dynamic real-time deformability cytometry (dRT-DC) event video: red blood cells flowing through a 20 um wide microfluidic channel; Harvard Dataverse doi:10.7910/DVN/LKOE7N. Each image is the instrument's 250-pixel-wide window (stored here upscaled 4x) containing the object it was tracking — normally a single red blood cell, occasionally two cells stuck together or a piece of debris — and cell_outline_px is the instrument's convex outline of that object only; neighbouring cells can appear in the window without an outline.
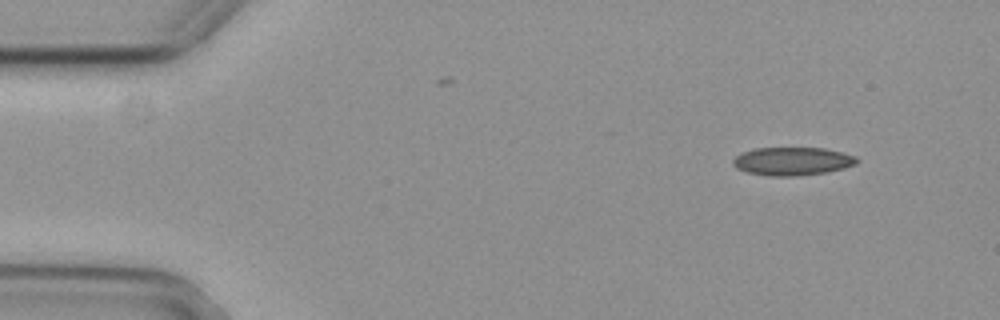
{"species": "common noctule bat (a hibernating species)", "species_latin": "Nyctalus noctula", "temperature_condition": "cold", "stored_images_in_passage": 4, "camera_frame_rate_fps": 3000, "um_per_image_px": 0.085, "animal": {"sex": "female", "body_mass_g": 29.2, "forearm_length_mm": 56.3}, "frame": {"image": 1, "passage_image": 1, "time_ms": 0.0, "image_size_px": [1000, 320], "cell_outline_px": [[860, 160], [856, 164], [844, 168], [824, 172], [796, 176], [768, 176], [748, 172], [736, 168], [732, 164], [732, 160], [736, 156], [744, 152], [756, 148], [824, 148], [844, 152], [856, 156]], "centroid_in_image_um": [67.38, 13.7], "position_along_channel_um": 17.6, "area_um2": 20.35}}
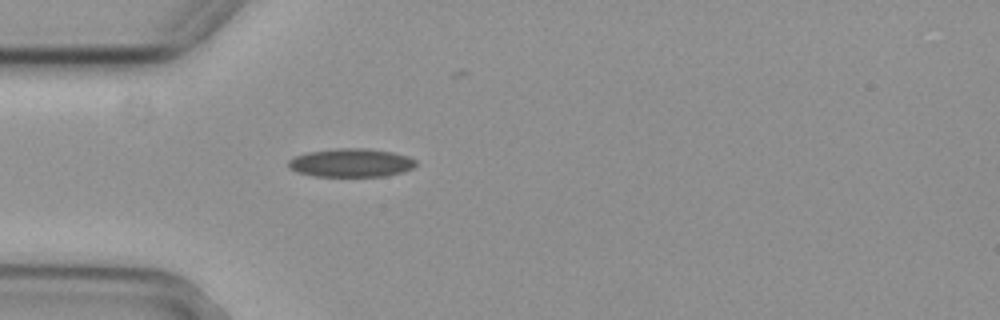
{"frame": {"image": 2, "passage_image": 4, "time_ms": 1.0, "image_size_px": [1000, 320], "cell_outline_px": [[416, 164], [412, 168], [388, 176], [312, 176], [296, 172], [288, 168], [288, 160], [296, 156], [308, 152], [336, 148], [364, 148], [392, 152], [408, 156], [416, 160]], "centroid_in_image_um": [29.81, 13.84], "position_along_channel_um": 55.2, "area_um2": 21.15}}